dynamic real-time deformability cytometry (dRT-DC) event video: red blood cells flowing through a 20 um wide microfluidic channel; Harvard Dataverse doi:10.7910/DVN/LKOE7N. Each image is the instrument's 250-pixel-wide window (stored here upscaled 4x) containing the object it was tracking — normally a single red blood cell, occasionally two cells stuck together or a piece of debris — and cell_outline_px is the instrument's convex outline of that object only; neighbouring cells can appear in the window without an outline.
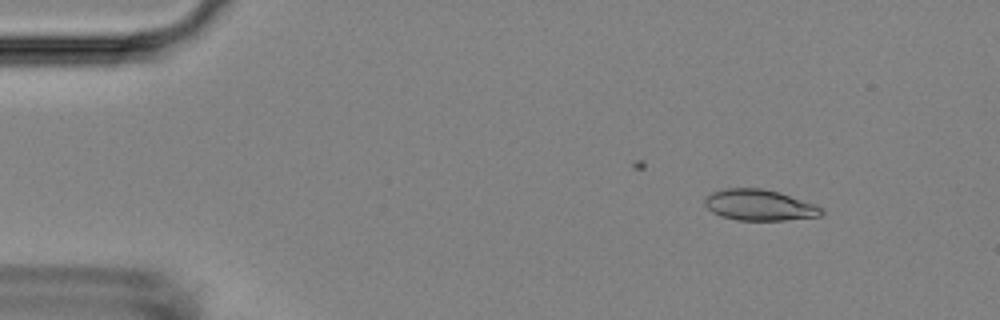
{"species": "Egyptian fruit bat (a non-hibernating species)", "species_latin": "Rousettus aegyptiacus", "temperature_condition": "room temperature", "stored_images_in_passage": 30, "camera_frame_rate_fps": 3000, "um_per_image_px": 0.085, "animal": {"sex": "female"}, "frame": {"image": 1, "passage_image": 6, "time_ms": 1.667, "image_size_px": [1000, 320], "cell_outline_px": [[824, 212], [820, 216], [784, 220], [736, 220], [720, 216], [712, 212], [704, 204], [704, 196], [712, 192], [724, 188], [760, 188], [776, 192], [816, 204]], "centroid_in_image_um": [64.49, 17.43], "position_along_channel_um": 20.5, "area_um2": 20.98}}
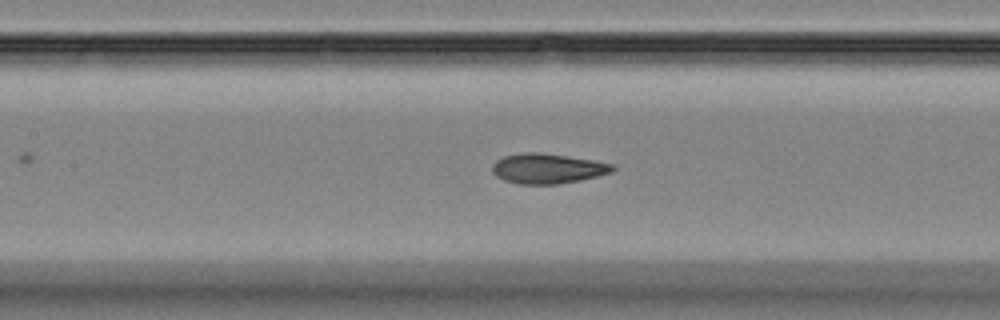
{"frame": {"image": 2, "passage_image": 24, "time_ms": 7.667, "image_size_px": [1000, 320], "cell_outline_px": [[616, 168], [612, 172], [580, 180], [560, 184], [516, 184], [504, 180], [496, 176], [492, 172], [492, 164], [496, 160], [504, 156], [524, 152], [536, 152], [592, 160], [612, 164]], "centroid_in_image_um": [46.5, 14.33], "position_along_channel_um": 160.9, "area_um2": 20.92}}
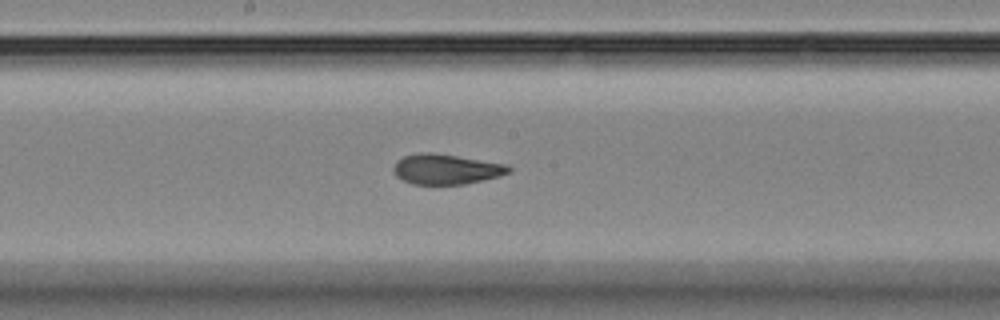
{"frame": {"image": 3, "passage_image": 28, "time_ms": 9.0, "image_size_px": [1000, 320], "cell_outline_px": [[512, 172], [500, 176], [484, 180], [464, 184], [412, 184], [396, 176], [392, 172], [392, 168], [396, 160], [404, 156], [420, 152], [432, 152], [508, 164], [512, 168]], "centroid_in_image_um": [37.93, 14.37], "position_along_channel_um": 210.3, "area_um2": 20.52}}